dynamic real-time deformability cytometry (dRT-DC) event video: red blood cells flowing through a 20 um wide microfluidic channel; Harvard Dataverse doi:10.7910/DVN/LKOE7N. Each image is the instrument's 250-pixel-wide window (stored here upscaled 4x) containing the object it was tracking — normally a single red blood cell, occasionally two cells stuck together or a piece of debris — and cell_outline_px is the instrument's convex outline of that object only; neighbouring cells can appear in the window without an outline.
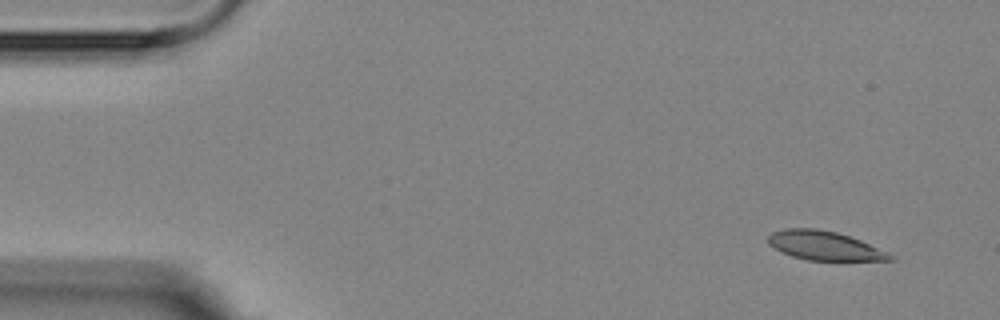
{"species": "Egyptian fruit bat (a non-hibernating species)", "species_latin": "Rousettus aegyptiacus", "temperature_condition": "room temperature", "stored_images_in_passage": 9, "camera_frame_rate_fps": 3000, "um_per_image_px": 0.085, "animal": {"sex": "female"}, "frame": {"image": 1, "passage_image": 1, "time_ms": 0.0, "image_size_px": [1000, 320], "cell_outline_px": [[896, 260], [808, 260], [792, 256], [780, 252], [768, 244], [768, 236], [772, 232], [784, 228], [816, 228], [836, 232], [860, 240], [888, 252]], "centroid_in_image_um": [70.03, 20.87], "position_along_channel_um": 15.0, "area_um2": 20.52}}
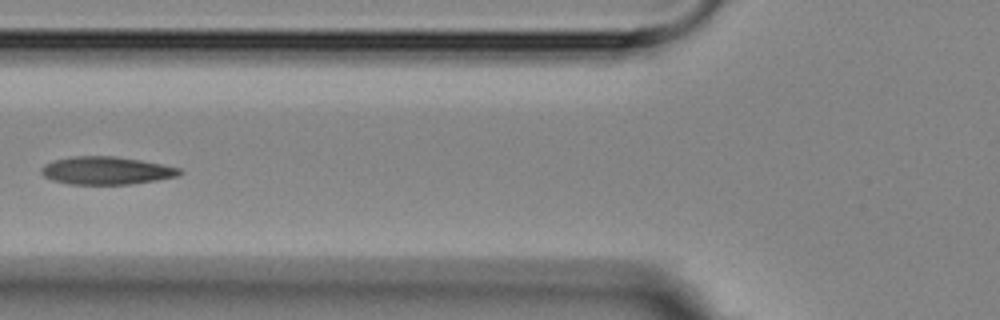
{"frame": {"image": 2, "passage_image": 6, "time_ms": 5.667, "image_size_px": [1000, 320], "cell_outline_px": [[184, 172], [176, 176], [156, 180], [128, 184], [68, 184], [52, 180], [44, 176], [40, 172], [40, 168], [44, 164], [56, 160], [72, 156], [116, 156], [140, 160], [180, 168]], "centroid_in_image_um": [9.0, 14.49], "position_along_channel_um": 116.8, "area_um2": 22.31}}
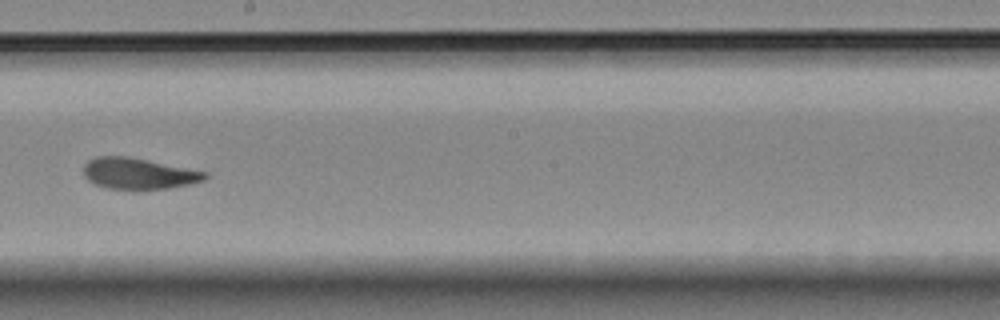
{"frame": {"image": 3, "passage_image": 9, "time_ms": 9.0, "image_size_px": [1000, 320], "cell_outline_px": [[208, 176], [204, 180], [188, 184], [168, 188], [140, 192], [104, 188], [88, 180], [84, 176], [84, 164], [88, 160], [96, 156], [128, 156], [208, 172]], "centroid_in_image_um": [11.75, 14.78], "position_along_channel_um": 236.4, "area_um2": 22.66}}